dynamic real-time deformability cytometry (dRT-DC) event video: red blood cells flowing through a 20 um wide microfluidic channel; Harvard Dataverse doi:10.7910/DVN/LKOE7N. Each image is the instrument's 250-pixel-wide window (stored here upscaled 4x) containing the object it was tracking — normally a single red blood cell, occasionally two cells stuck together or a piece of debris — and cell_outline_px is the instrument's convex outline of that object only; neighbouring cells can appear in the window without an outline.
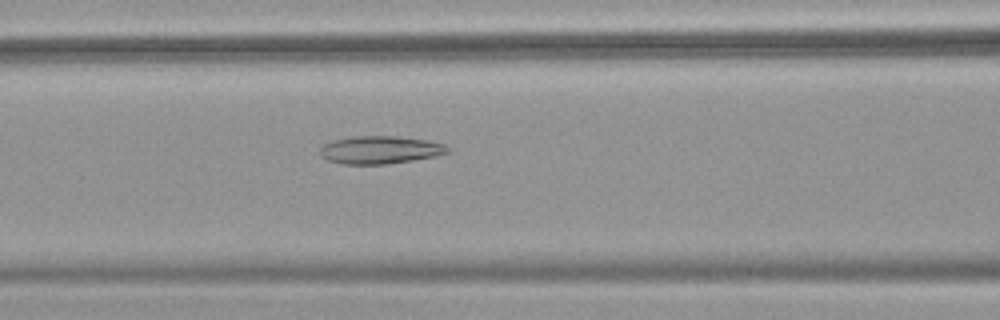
{"species": "common noctule bat (a hibernating species)", "species_latin": "Nyctalus noctula", "temperature_condition": "warm", "stored_images_in_passage": 42, "camera_frame_rate_fps": 3000, "um_per_image_px": 0.085, "animal": {"sex": "female", "body_mass_g": 18.4}, "frame": {"image": 1, "passage_image": 12, "time_ms": 3.667, "image_size_px": [1000, 320], "cell_outline_px": [[452, 152], [436, 156], [412, 160], [384, 164], [344, 164], [328, 160], [320, 156], [320, 148], [324, 144], [336, 140], [352, 136], [396, 136], [428, 140], [444, 144], [452, 148]], "centroid_in_image_um": [32.36, 12.73], "position_along_channel_um": 134.2, "area_um2": 20.75}}
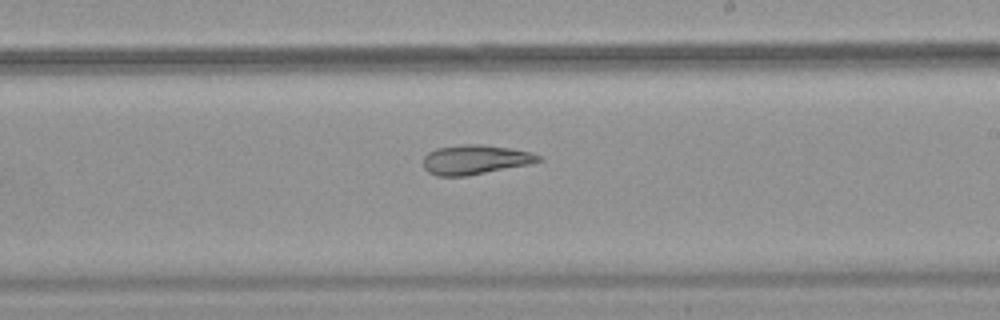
{"frame": {"image": 2, "passage_image": 21, "time_ms": 6.667, "image_size_px": [1000, 320], "cell_outline_px": [[544, 160], [532, 164], [468, 176], [436, 176], [428, 172], [424, 168], [424, 156], [428, 152], [436, 148], [464, 144], [480, 144], [508, 148], [532, 152], [540, 156]], "centroid_in_image_um": [40.41, 13.58], "position_along_channel_um": 248.6, "area_um2": 20.0}}
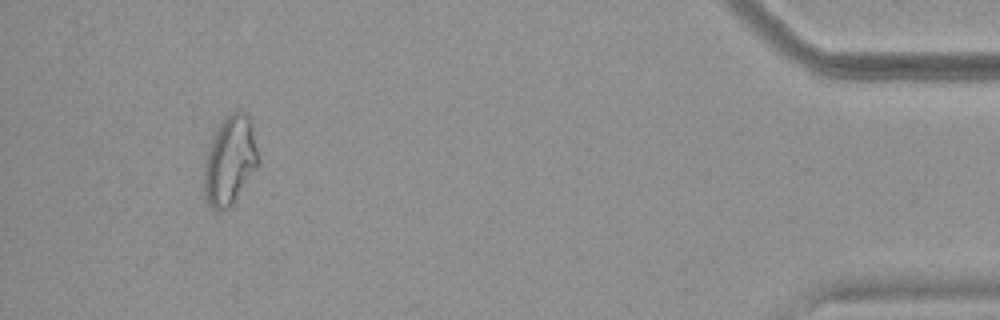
{"frame": {"image": 3, "passage_image": 39, "time_ms": 12.667, "image_size_px": [1000, 320], "cell_outline_px": [[256, 164], [228, 208], [212, 208], [208, 204], [204, 196], [204, 168], [212, 136], [216, 128], [232, 112], [240, 112], [248, 116], [252, 124], [256, 148]], "centroid_in_image_um": [19.48, 13.61], "position_along_channel_um": 415.7, "area_um2": 26.47}, "authors_computed_cell_mechanics": {"area_um2": 21.8195, "velocity_mm_per_s": 3.8342, "shape_relaxation_time_tau1_ms": null, "shape_relaxation_time_tau2_ms": 3.7803, "deformation_change_tau1": null, "deformation_change_tau2": 0.1249}}